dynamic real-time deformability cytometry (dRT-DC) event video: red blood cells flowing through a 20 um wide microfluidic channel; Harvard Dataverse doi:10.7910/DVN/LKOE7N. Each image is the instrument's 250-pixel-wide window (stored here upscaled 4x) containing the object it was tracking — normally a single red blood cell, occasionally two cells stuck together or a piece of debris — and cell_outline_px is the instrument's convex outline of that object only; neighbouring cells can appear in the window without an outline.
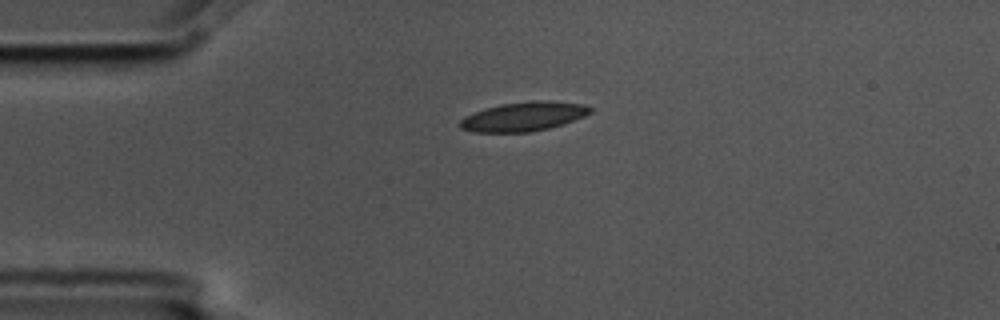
{"species": "common noctule bat (a hibernating species)", "species_latin": "Nyctalus noctula", "temperature_condition": "cold", "stored_images_in_passage": 1, "camera_frame_rate_fps": 3000, "um_per_image_px": 0.085, "animal": {"sex": "male", "body_mass_g": 17.5, "forearm_length_mm": 52.3}, "frame": {"image": 1, "passage_image": 1, "time_ms": 0.0, "image_size_px": [1000, 320], "cell_outline_px": [[592, 112], [584, 116], [564, 124], [532, 132], [472, 132], [460, 128], [460, 120], [464, 116], [484, 108], [500, 104], [536, 100], [552, 100], [584, 104], [592, 108]], "centroid_in_image_um": [44.52, 9.9], "position_along_channel_um": 40.5, "area_um2": 22.37}}